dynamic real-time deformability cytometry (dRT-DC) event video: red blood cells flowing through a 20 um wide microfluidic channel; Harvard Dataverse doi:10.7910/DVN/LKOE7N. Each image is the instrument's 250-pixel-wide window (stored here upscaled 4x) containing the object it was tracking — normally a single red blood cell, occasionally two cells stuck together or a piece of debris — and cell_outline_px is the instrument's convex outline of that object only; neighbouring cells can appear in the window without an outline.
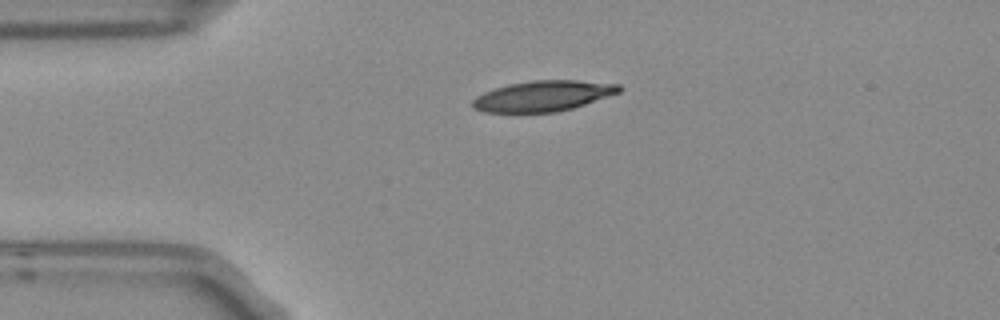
{"species": "Egyptian fruit bat (a non-hibernating species)", "species_latin": "Rousettus aegyptiacus", "temperature_condition": "room temperature", "stored_images_in_passage": 2, "camera_frame_rate_fps": 3000, "um_per_image_px": 0.085, "frame": {"image": 1, "passage_image": 1, "time_ms": 0.0, "image_size_px": [1000, 320], "cell_outline_px": [[624, 88], [620, 92], [572, 108], [556, 112], [484, 112], [472, 108], [472, 100], [476, 96], [484, 92], [508, 84], [532, 80], [580, 80], [620, 84]], "centroid_in_image_um": [46.16, 8.15], "position_along_channel_um": 38.8, "area_um2": 26.13}}